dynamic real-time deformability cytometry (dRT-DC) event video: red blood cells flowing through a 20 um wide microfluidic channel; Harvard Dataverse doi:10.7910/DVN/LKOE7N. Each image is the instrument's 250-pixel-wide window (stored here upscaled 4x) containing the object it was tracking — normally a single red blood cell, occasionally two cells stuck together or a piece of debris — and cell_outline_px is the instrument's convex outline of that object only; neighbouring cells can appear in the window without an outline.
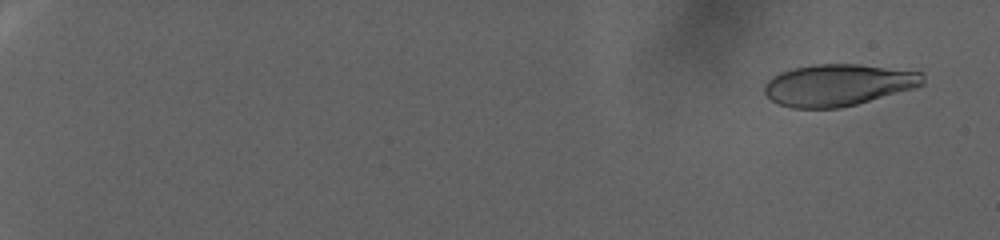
{"species": "human", "species_latin": "Homo sapiens", "temperature_condition": "warm", "stored_images_in_passage": 95, "camera_frame_rate_fps": 3000, "um_per_image_px": 0.085, "donor": {"sex": "female"}, "frame": {"image": 1, "passage_image": 6, "time_ms": 1.667, "image_size_px": [1000, 240], "cell_outline_px": [[924, 84], [916, 88], [856, 104], [840, 108], [792, 108], [780, 104], [772, 100], [764, 92], [764, 84], [772, 76], [780, 72], [792, 68], [812, 64], [860, 64], [920, 72], [924, 76]], "centroid_in_image_um": [71.23, 7.22], "position_along_channel_um": 13.8, "area_um2": 38.61}}
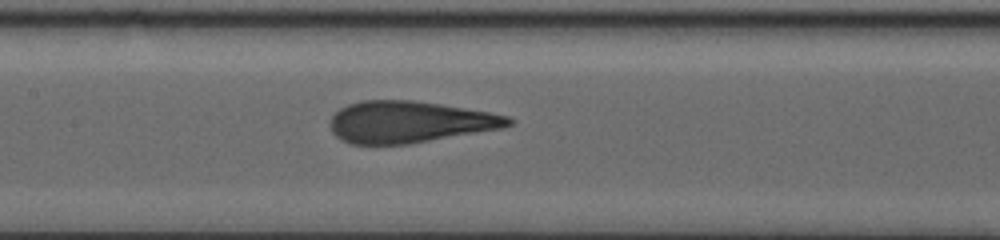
{"frame": {"image": 2, "passage_image": 55, "time_ms": 18.0, "image_size_px": [1000, 240], "cell_outline_px": [[516, 120], [512, 124], [504, 128], [408, 144], [348, 144], [336, 136], [332, 132], [328, 124], [332, 116], [340, 108], [348, 104], [360, 100], [412, 100], [440, 104], [488, 112], [508, 116]], "centroid_in_image_um": [34.78, 10.37], "position_along_channel_um": 172.6, "area_um2": 43.41}}
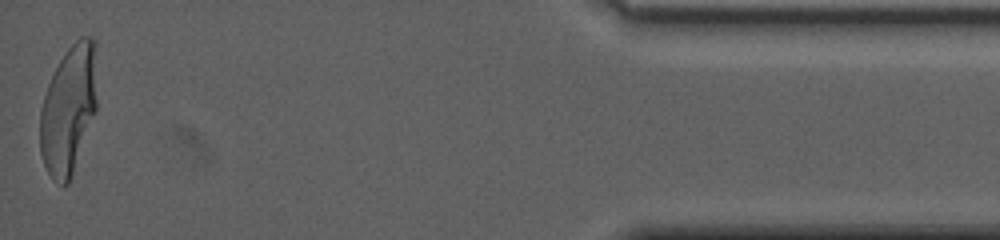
{"frame": {"image": 3, "passage_image": 95, "time_ms": 31.333, "image_size_px": [1000, 240], "cell_outline_px": [[96, 108], [68, 184], [64, 188], [56, 184], [52, 180], [44, 164], [40, 152], [40, 108], [48, 84], [60, 60], [68, 48], [80, 36], [92, 36], [96, 40]], "centroid_in_image_um": [5.82, 9.3], "position_along_channel_um": 429.4, "area_um2": 42.66}, "authors_computed_cell_mechanics": {"area_um2": 42.5986, "velocity_mm_per_s": 2.3838, "shape_relaxation_time_tau1_ms": 9.6793, "shape_relaxation_time_tau2_ms": null, "deformation_change_tau1": 0.2771, "deformation_change_tau2": null}}